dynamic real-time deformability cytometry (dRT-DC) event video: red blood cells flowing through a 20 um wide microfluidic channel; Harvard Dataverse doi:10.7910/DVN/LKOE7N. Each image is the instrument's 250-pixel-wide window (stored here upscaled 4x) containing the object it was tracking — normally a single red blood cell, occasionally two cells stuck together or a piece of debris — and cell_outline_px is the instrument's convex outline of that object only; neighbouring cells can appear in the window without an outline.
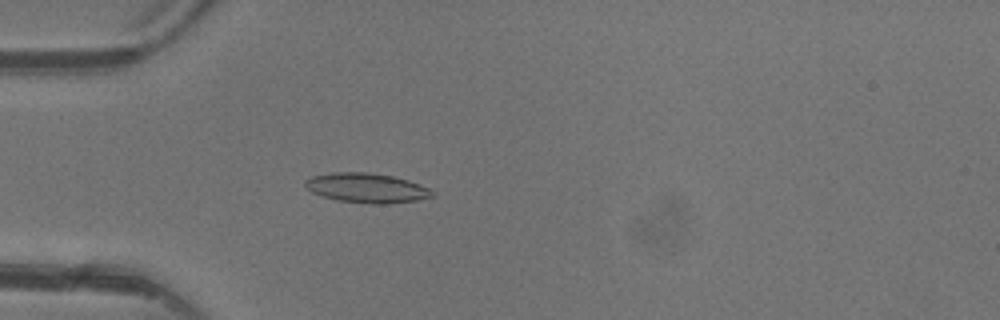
{"species": "common noctule bat (a hibernating species)", "species_latin": "Nyctalus noctula", "temperature_condition": "warm", "stored_images_in_passage": 2, "camera_frame_rate_fps": 3000, "um_per_image_px": 0.085, "animal": {"sex": "female"}, "frame": {"image": 1, "passage_image": 2, "time_ms": 2.0, "image_size_px": [1000, 320], "cell_outline_px": [[436, 196], [416, 200], [384, 204], [372, 204], [336, 200], [312, 192], [304, 184], [304, 180], [312, 176], [332, 172], [364, 172], [392, 176], [408, 180], [428, 188], [436, 192]], "centroid_in_image_um": [31.18, 15.98], "position_along_channel_um": 53.8, "area_um2": 21.85}}